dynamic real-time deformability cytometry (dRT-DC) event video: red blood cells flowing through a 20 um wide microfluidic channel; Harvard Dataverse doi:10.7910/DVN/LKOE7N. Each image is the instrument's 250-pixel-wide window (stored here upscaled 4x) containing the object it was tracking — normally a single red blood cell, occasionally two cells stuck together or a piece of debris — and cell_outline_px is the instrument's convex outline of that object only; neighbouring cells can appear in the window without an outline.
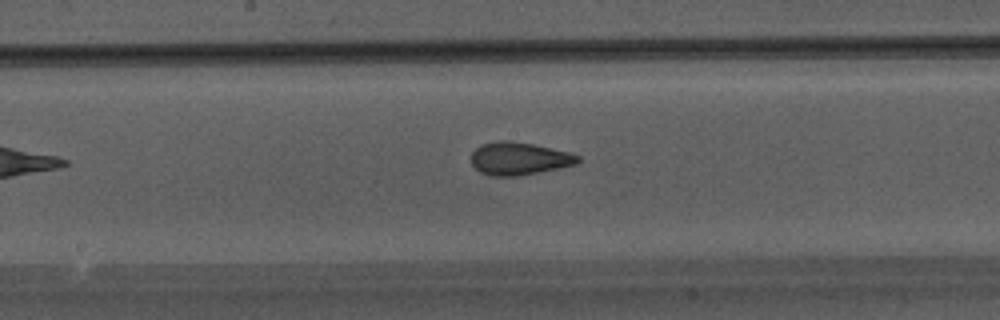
{"species": "Egyptian fruit bat (a non-hibernating species)", "species_latin": "Rousettus aegyptiacus", "temperature_condition": "warm", "stored_images_in_passage": 24, "camera_frame_rate_fps": 3000, "um_per_image_px": 0.085, "animal": {"sex": "male"}, "frame": {"image": 1, "passage_image": 11, "time_ms": 3.333, "image_size_px": [1000, 320], "cell_outline_px": [[580, 160], [576, 164], [560, 168], [520, 176], [492, 176], [480, 172], [472, 164], [472, 152], [480, 144], [500, 140], [508, 140], [532, 144], [568, 152], [580, 156]], "centroid_in_image_um": [44.11, 13.48], "position_along_channel_um": 204.1, "area_um2": 20.35}}
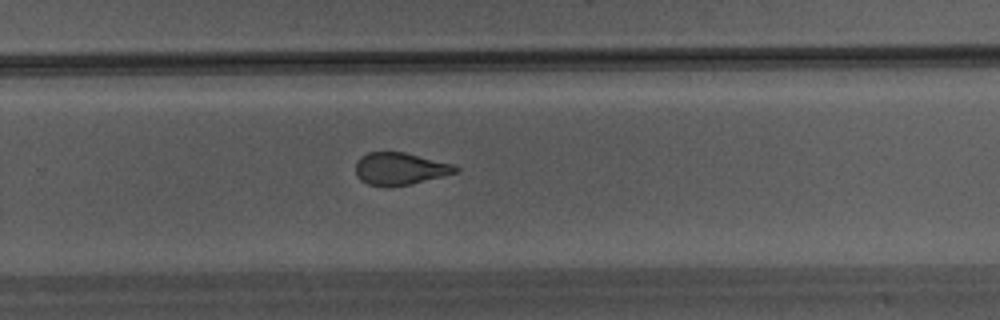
{"frame": {"image": 2, "passage_image": 17, "time_ms": 5.333, "image_size_px": [1000, 320], "cell_outline_px": [[460, 172], [412, 184], [388, 188], [384, 188], [368, 184], [360, 180], [356, 176], [356, 160], [360, 156], [368, 152], [404, 152], [452, 164], [460, 168]], "centroid_in_image_um": [33.98, 14.37], "position_along_channel_um": 295.8, "area_um2": 19.19}}